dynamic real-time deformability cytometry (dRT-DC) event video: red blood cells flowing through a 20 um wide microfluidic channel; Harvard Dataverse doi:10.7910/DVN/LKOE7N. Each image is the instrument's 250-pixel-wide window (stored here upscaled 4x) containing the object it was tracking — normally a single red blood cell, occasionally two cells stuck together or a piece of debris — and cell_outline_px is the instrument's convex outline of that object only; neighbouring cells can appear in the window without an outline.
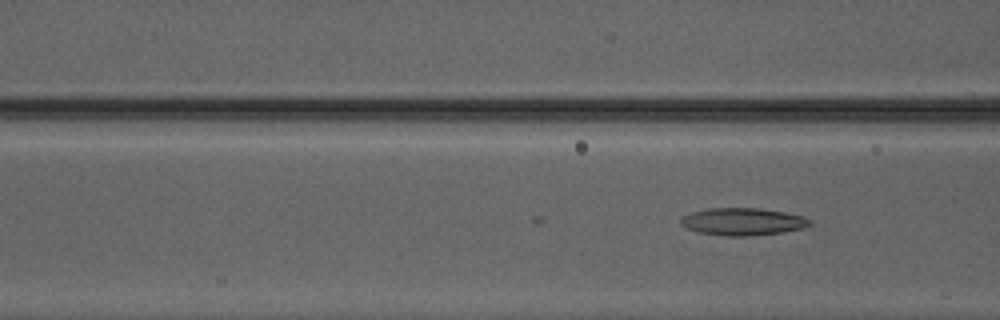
{"species": "Egyptian fruit bat (a non-hibernating species)", "species_latin": "Rousettus aegyptiacus", "temperature_condition": "warm", "stored_images_in_passage": 3, "camera_frame_rate_fps": 3000, "um_per_image_px": 0.085, "animal": {"sex": "male"}, "frame": {"image": 1, "passage_image": 3, "time_ms": 0.667, "image_size_px": [1000, 320], "cell_outline_px": [[812, 224], [800, 228], [780, 232], [748, 236], [724, 236], [696, 232], [684, 228], [680, 224], [680, 216], [692, 212], [708, 208], [760, 208], [784, 212], [804, 216], [812, 220]], "centroid_in_image_um": [63.07, 18.83], "position_along_channel_um": 103.5, "area_um2": 20.75}}